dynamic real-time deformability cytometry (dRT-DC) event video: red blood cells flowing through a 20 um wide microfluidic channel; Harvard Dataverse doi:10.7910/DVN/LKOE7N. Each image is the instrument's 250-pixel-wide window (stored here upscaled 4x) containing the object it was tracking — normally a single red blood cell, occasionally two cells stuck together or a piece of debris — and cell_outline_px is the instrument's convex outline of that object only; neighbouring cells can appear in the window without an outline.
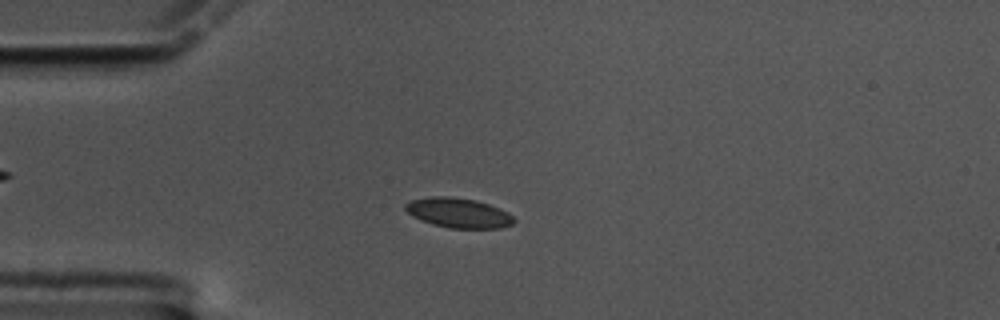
{"species": "common noctule bat (a hibernating species)", "species_latin": "Nyctalus noctula", "temperature_condition": "cold", "stored_images_in_passage": 54, "camera_frame_rate_fps": 3000, "um_per_image_px": 0.085, "animal": {"sex": "male", "body_mass_g": 17.5, "forearm_length_mm": 52.3}, "frame": {"image": 1, "passage_image": 9, "time_ms": 2.667, "image_size_px": [1000, 320], "cell_outline_px": [[516, 220], [512, 224], [500, 228], [448, 228], [432, 224], [420, 220], [412, 216], [404, 208], [404, 204], [412, 200], [428, 196], [448, 196], [476, 200], [500, 208], [508, 212]], "centroid_in_image_um": [38.95, 18.09], "position_along_channel_um": 46.0, "area_um2": 18.96}}
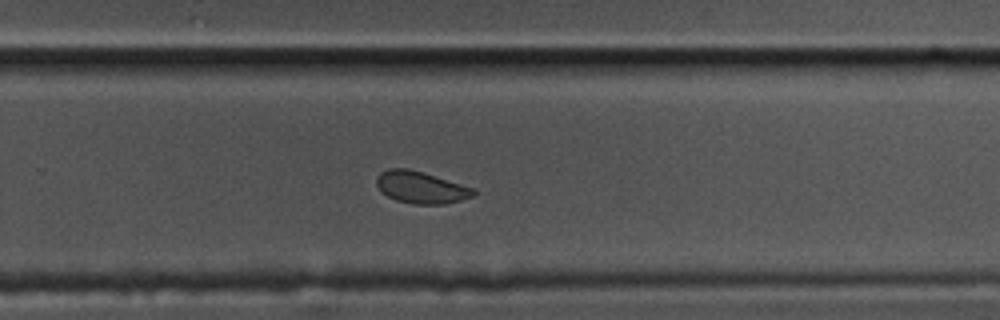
{"frame": {"image": 2, "passage_image": 33, "time_ms": 10.667, "image_size_px": [1000, 320], "cell_outline_px": [[476, 192], [472, 196], [460, 200], [444, 204], [412, 204], [396, 200], [380, 192], [376, 184], [376, 176], [380, 172], [388, 168], [408, 168], [476, 188]], "centroid_in_image_um": [35.75, 15.92], "position_along_channel_um": 294.1, "area_um2": 18.15}}
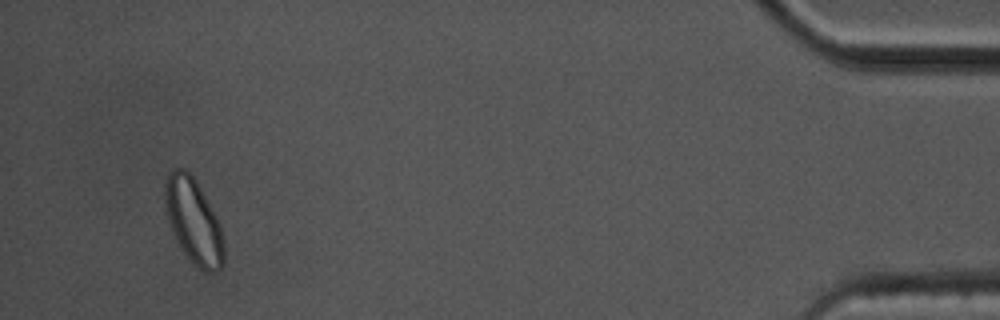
{"frame": {"image": 3, "passage_image": 51, "time_ms": 16.667, "image_size_px": [1000, 320], "cell_outline_px": [[224, 264], [216, 272], [204, 272], [184, 252], [176, 240], [168, 216], [164, 196], [164, 176], [172, 168], [184, 168], [196, 180], [220, 228], [224, 244]], "centroid_in_image_um": [16.43, 18.76], "position_along_channel_um": 418.8, "area_um2": 28.5}, "authors_computed_cell_mechanics": {"area_um2": 18.6405, "velocity_mm_per_s": 3.3118, "shape_relaxation_time_tau1_ms": null, "shape_relaxation_time_tau2_ms": 4.3867, "deformation_change_tau1": null, "deformation_change_tau2": 0.0552}}